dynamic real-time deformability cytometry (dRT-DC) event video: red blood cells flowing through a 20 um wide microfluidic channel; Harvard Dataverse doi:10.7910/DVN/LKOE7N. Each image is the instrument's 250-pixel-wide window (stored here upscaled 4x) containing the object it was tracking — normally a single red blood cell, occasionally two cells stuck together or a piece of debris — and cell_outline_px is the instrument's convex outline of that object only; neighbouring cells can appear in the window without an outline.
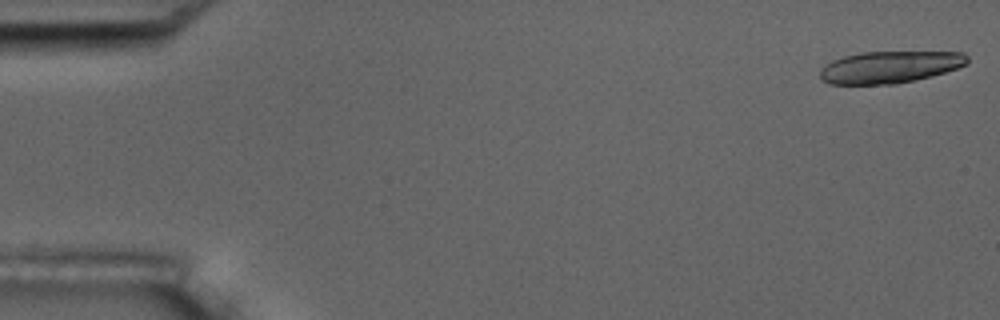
{"species": "common noctule bat (a hibernating species)", "species_latin": "Nyctalus noctula", "temperature_condition": "room temperature", "stored_images_in_passage": 6, "segment_of_instrument_passage": [1, 2], "camera_frame_rate_fps": 3000, "um_per_image_px": 0.085, "animal": {"sex": "male", "body_mass_g": 17.5, "forearm_length_mm": 52.3}, "frame": {"image": 1, "passage_image": 1, "time_ms": 0.0, "image_size_px": [1000, 320], "cell_outline_px": [[968, 64], [932, 76], [896, 84], [828, 84], [820, 76], [820, 68], [832, 60], [844, 56], [860, 52], [964, 52], [968, 56]], "centroid_in_image_um": [75.63, 5.7], "position_along_channel_um": 9.4, "area_um2": 27.46}}